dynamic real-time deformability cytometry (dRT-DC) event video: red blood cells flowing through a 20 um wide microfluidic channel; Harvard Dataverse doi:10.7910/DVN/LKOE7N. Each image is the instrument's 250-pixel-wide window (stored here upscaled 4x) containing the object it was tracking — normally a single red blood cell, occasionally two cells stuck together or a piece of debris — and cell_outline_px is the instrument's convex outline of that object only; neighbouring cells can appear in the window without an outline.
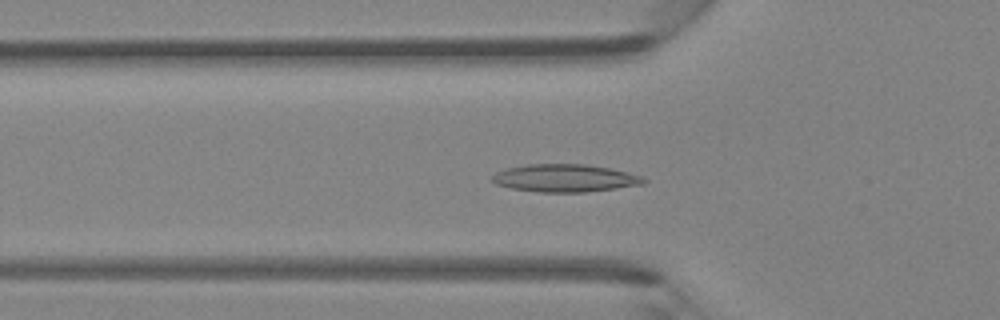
{"species": "Egyptian fruit bat (a non-hibernating species)", "species_latin": "Rousettus aegyptiacus", "temperature_condition": "room temperature", "stored_images_in_passage": 46, "camera_frame_rate_fps": 3000, "um_per_image_px": 0.085, "animal": {"sex": "female"}, "frame": {"image": 1, "passage_image": 16, "time_ms": 5.0, "image_size_px": [1000, 320], "cell_outline_px": [[648, 180], [644, 184], [616, 188], [584, 192], [540, 192], [512, 188], [496, 184], [488, 180], [496, 172], [508, 168], [528, 164], [584, 164], [612, 168], [628, 172], [640, 176]], "centroid_in_image_um": [48.02, 15.13], "position_along_channel_um": 77.8, "area_um2": 24.45}}
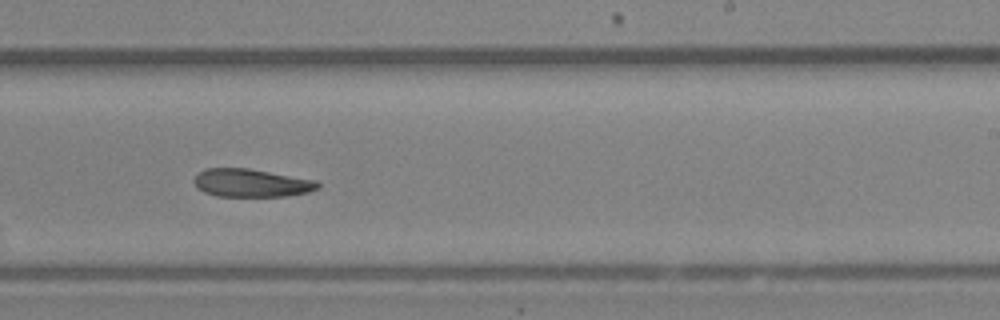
{"frame": {"image": 2, "passage_image": 29, "time_ms": 9.333, "image_size_px": [1000, 320], "cell_outline_px": [[320, 188], [308, 192], [288, 196], [216, 196], [204, 192], [196, 188], [192, 180], [196, 172], [204, 168], [248, 168], [316, 180], [320, 184]], "centroid_in_image_um": [21.31, 15.54], "position_along_channel_um": 267.7, "area_um2": 20.52}}
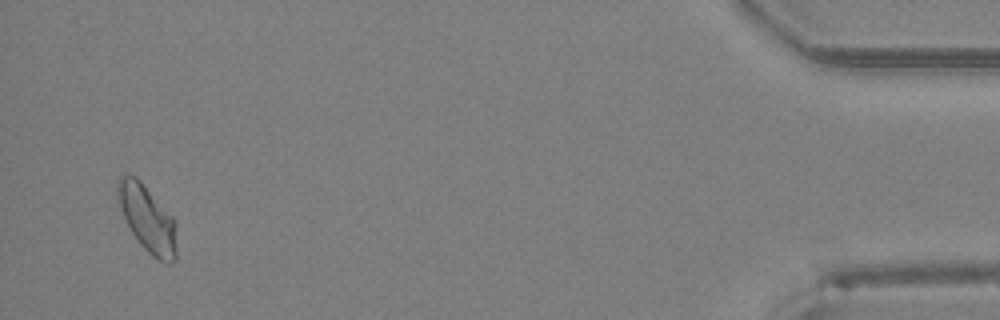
{"frame": {"image": 3, "passage_image": 45, "time_ms": 14.667, "image_size_px": [1000, 320], "cell_outline_px": [[176, 260], [168, 264], [164, 264], [152, 256], [140, 244], [124, 220], [120, 208], [116, 188], [116, 184], [120, 176], [136, 176], [140, 180], [176, 220]], "centroid_in_image_um": [12.54, 18.62], "position_along_channel_um": 422.7, "area_um2": 23.0}}